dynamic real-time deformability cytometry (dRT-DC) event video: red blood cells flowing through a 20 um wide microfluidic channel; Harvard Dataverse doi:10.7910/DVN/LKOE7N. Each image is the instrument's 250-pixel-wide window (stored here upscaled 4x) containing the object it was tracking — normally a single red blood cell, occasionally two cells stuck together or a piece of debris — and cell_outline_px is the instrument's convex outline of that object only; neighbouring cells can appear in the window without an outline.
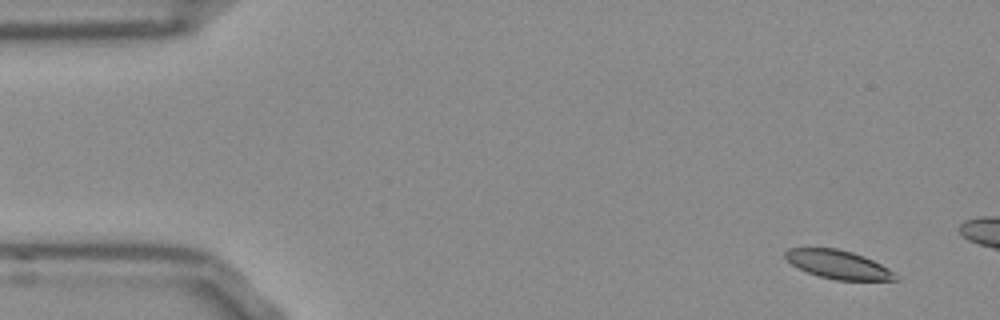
{"species": "Egyptian fruit bat (a non-hibernating species)", "species_latin": "Rousettus aegyptiacus", "temperature_condition": "room temperature", "stored_images_in_passage": 9, "camera_frame_rate_fps": 3000, "um_per_image_px": 0.085, "frame": {"image": 1, "passage_image": 1, "time_ms": 0.0, "image_size_px": [1000, 320], "cell_outline_px": [[900, 280], [836, 280], [820, 276], [808, 272], [792, 264], [784, 256], [784, 252], [788, 248], [836, 248], [852, 252], [864, 256], [888, 268]], "centroid_in_image_um": [71.24, 22.48], "position_along_channel_um": 13.8, "area_um2": 18.03}}